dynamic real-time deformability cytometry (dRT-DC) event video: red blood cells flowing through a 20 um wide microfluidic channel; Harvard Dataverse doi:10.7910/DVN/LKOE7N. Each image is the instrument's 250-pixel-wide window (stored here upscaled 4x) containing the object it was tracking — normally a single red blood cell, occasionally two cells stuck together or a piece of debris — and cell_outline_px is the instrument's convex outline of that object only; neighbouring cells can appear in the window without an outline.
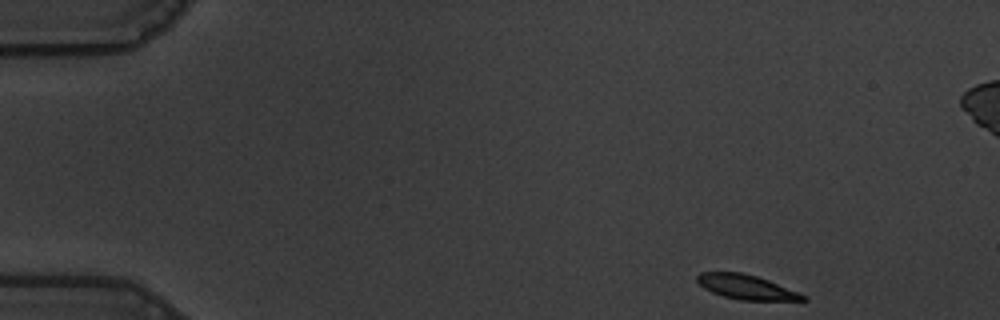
{"species": "common noctule bat (a hibernating species)", "species_latin": "Nyctalus noctula", "temperature_condition": "warm", "stored_images_in_passage": 53, "camera_frame_rate_fps": 3000, "um_per_image_px": 0.085, "animal": {"sex": "male", "body_mass_g": 19.5, "forearm_length_mm": 54.6}, "frame": {"image": 1, "passage_image": 1, "time_ms": 0.0, "image_size_px": [1000, 320], "cell_outline_px": [[808, 300], [740, 300], [724, 296], [712, 292], [704, 288], [696, 280], [696, 276], [700, 272], [740, 272], [756, 276], [768, 280], [808, 296]], "centroid_in_image_um": [63.43, 24.39], "position_along_channel_um": 21.6, "area_um2": 14.97}}
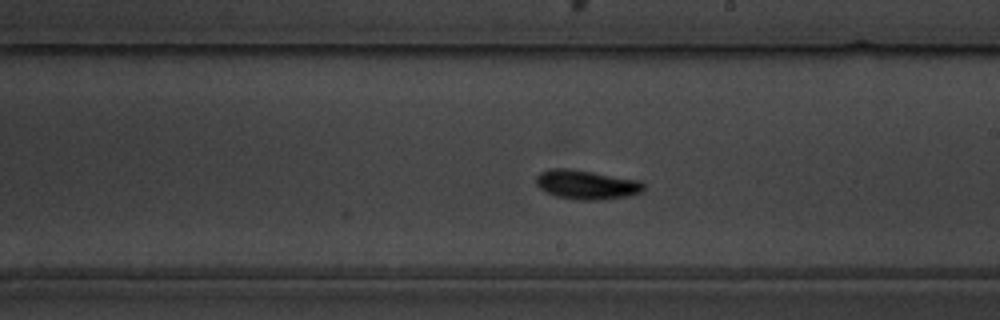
{"frame": {"image": 2, "passage_image": 28, "time_ms": 9.0, "image_size_px": [1000, 320], "cell_outline_px": [[644, 188], [640, 192], [628, 196], [600, 200], [580, 200], [556, 196], [544, 192], [536, 184], [536, 176], [540, 172], [548, 168], [568, 168], [640, 180], [644, 184]], "centroid_in_image_um": [49.81, 15.69], "position_along_channel_um": 239.2, "area_um2": 18.38}}
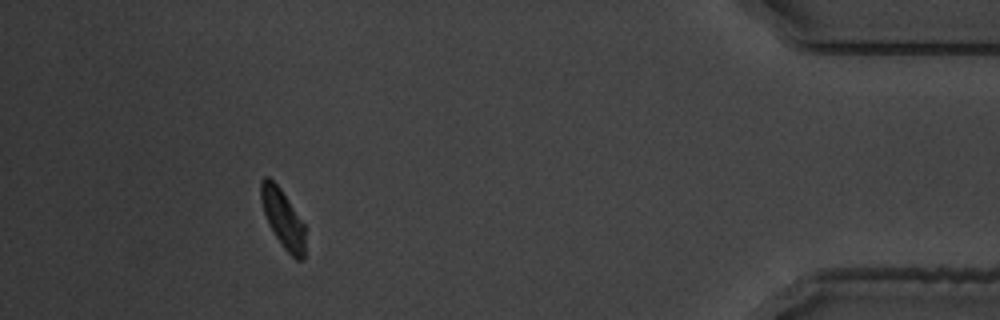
{"frame": {"image": 3, "passage_image": 47, "time_ms": 15.333, "image_size_px": [1000, 320], "cell_outline_px": [[304, 256], [300, 260], [296, 260], [284, 248], [268, 224], [260, 200], [260, 180], [264, 176], [268, 176], [280, 188], [304, 224]], "centroid_in_image_um": [24.01, 18.54], "position_along_channel_um": 411.2, "area_um2": 14.8}, "authors_computed_cell_mechanics": {"area_um2": 16.5308, "velocity_mm_per_s": 3.524, "shape_relaxation_time_tau1_ms": 2.1888, "shape_relaxation_time_tau2_ms": 1.9478, "deformation_change_tau1": 0.1113, "deformation_change_tau2": 0.0385}}